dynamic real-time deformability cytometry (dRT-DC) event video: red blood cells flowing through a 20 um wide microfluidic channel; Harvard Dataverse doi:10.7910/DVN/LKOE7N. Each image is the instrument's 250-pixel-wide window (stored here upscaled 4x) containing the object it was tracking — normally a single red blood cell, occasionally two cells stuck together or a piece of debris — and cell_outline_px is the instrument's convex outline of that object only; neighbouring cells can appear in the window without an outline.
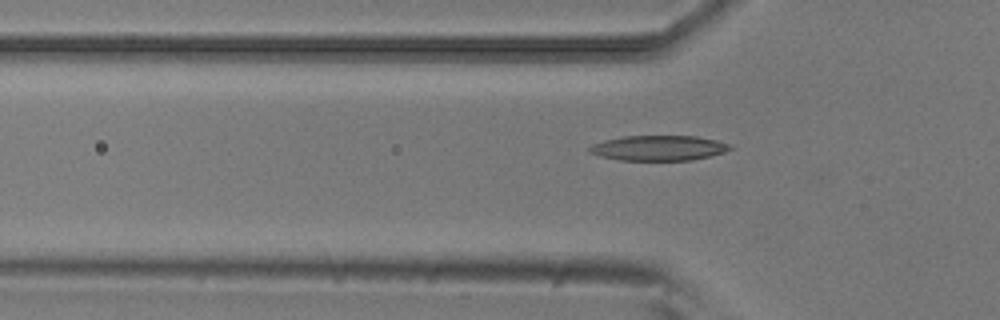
{"species": "common noctule bat (a hibernating species)", "species_latin": "Nyctalus noctula", "temperature_condition": "room temperature", "stored_images_in_passage": 45, "camera_frame_rate_fps": 3000, "um_per_image_px": 0.085, "animal": {"sex": "male", "body_mass_g": 20.5, "forearm_length_mm": 52.5}, "frame": {"image": 1, "passage_image": 16, "time_ms": 5.0, "image_size_px": [1000, 320], "cell_outline_px": [[732, 148], [724, 152], [692, 160], [620, 160], [600, 156], [588, 152], [588, 148], [592, 144], [604, 140], [624, 136], [696, 136], [716, 140], [728, 144]], "centroid_in_image_um": [55.94, 12.58], "position_along_channel_um": 69.9, "area_um2": 20.46}}
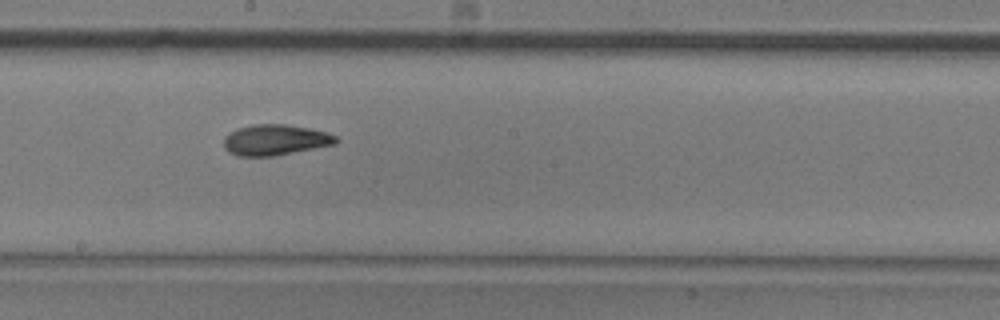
{"frame": {"image": 2, "passage_image": 28, "time_ms": 9.0, "image_size_px": [1000, 320], "cell_outline_px": [[340, 140], [336, 144], [276, 156], [236, 156], [228, 152], [224, 148], [224, 136], [228, 132], [236, 128], [252, 124], [284, 124], [308, 128], [328, 132], [336, 136]], "centroid_in_image_um": [23.38, 11.89], "position_along_channel_um": 224.8, "area_um2": 20.46}}
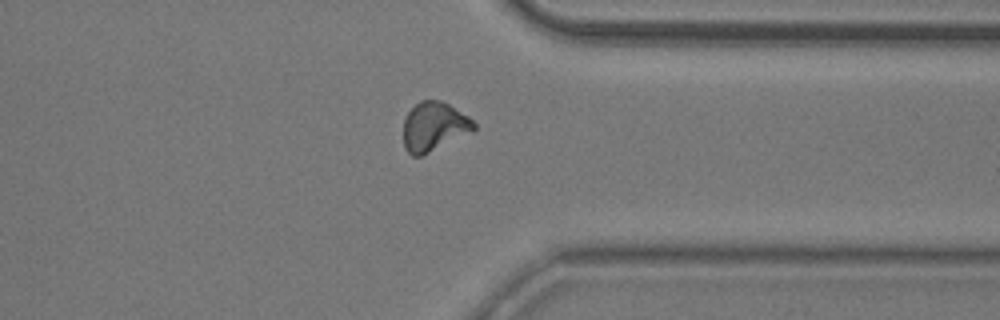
{"frame": {"image": 3, "passage_image": 40, "time_ms": 13.0, "image_size_px": [1000, 320], "cell_outline_px": [[476, 128], [420, 156], [412, 156], [404, 148], [404, 120], [408, 112], [420, 100], [440, 100], [448, 104], [468, 116], [476, 124]], "centroid_in_image_um": [36.85, 10.73], "position_along_channel_um": 374.6, "area_um2": 19.54}, "authors_computed_cell_mechanics": {"area_um2": 19.8832, "velocity_mm_per_s": 3.8432, "shape_relaxation_time_tau1_ms": 4.2628, "shape_relaxation_time_tau2_ms": 2.3952, "deformation_change_tau1": 0.1521, "deformation_change_tau2": 0.0927}}